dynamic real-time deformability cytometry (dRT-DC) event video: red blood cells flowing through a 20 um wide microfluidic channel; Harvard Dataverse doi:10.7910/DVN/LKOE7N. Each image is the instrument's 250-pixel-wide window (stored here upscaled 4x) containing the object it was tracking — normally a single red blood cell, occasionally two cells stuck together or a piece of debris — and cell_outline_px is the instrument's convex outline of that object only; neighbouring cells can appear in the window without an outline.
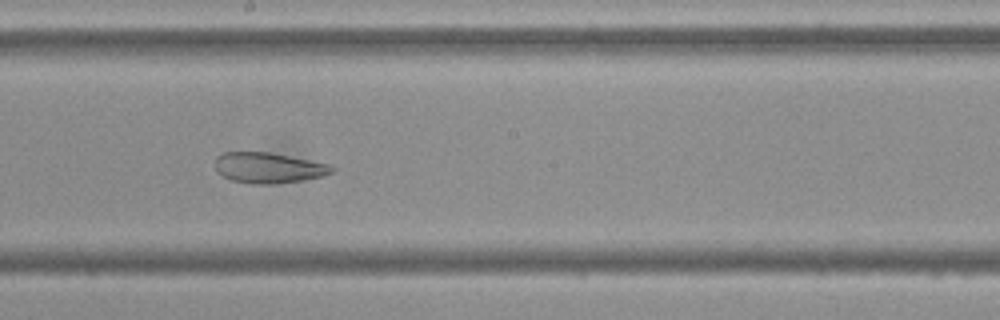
{"species": "Egyptian fruit bat (a non-hibernating species)", "species_latin": "Rousettus aegyptiacus", "temperature_condition": "cold", "stored_images_in_passage": 54, "camera_frame_rate_fps": 3000, "um_per_image_px": 0.085, "frame": {"image": 1, "passage_image": 29, "time_ms": 9.333, "image_size_px": [1000, 320], "cell_outline_px": [[336, 168], [332, 172], [320, 176], [300, 180], [276, 184], [252, 184], [232, 180], [216, 172], [216, 156], [224, 152], [268, 152], [332, 164]], "centroid_in_image_um": [22.82, 14.26], "position_along_channel_um": 225.4, "area_um2": 20.75}}
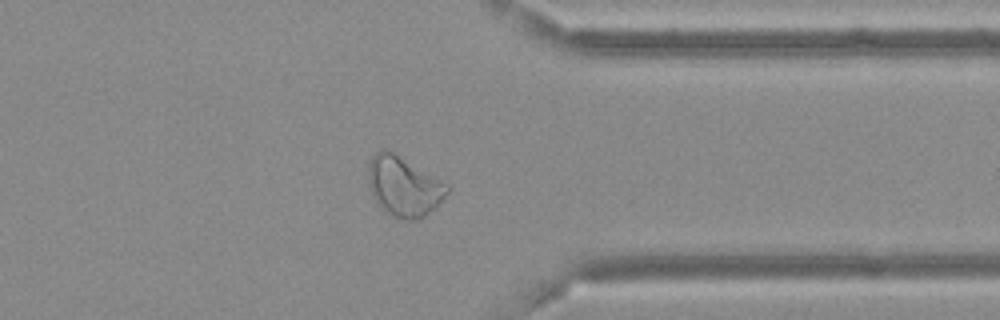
{"frame": {"image": 2, "passage_image": 42, "time_ms": 13.667, "image_size_px": [1000, 320], "cell_outline_px": [[452, 188], [420, 220], [404, 220], [392, 216], [380, 208], [368, 188], [368, 164], [372, 156], [376, 152], [384, 148], [392, 152], [448, 184]], "centroid_in_image_um": [34.27, 15.85], "position_along_channel_um": 377.1, "area_um2": 27.28}}
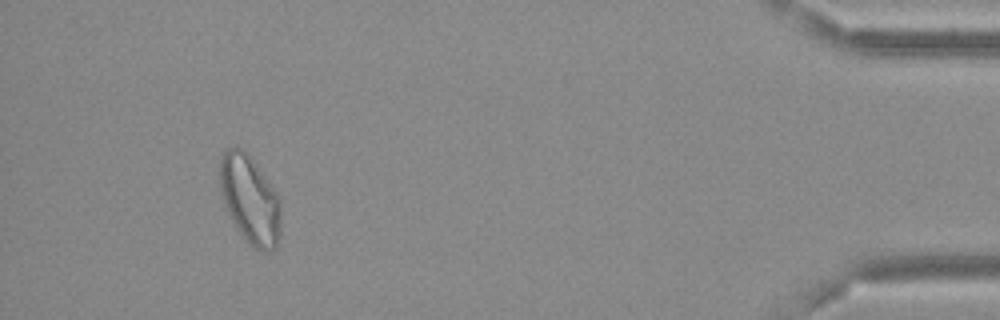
{"frame": {"image": 3, "passage_image": 50, "time_ms": 16.333, "image_size_px": [1000, 320], "cell_outline_px": [[280, 236], [276, 248], [264, 252], [260, 252], [252, 248], [244, 240], [224, 208], [220, 192], [216, 168], [220, 156], [228, 148], [236, 144], [244, 148], [248, 152], [276, 192], [280, 204]], "centroid_in_image_um": [21.18, 16.92], "position_along_channel_um": 414.0, "area_um2": 32.66}, "authors_computed_cell_mechanics": {"area_um2": 28.6399, "velocity_mm_per_s": 3.6357, "shape_relaxation_time_tau1_ms": null, "shape_relaxation_time_tau2_ms": 1.9143, "deformation_change_tau1": null, "deformation_change_tau2": 0.0865}}